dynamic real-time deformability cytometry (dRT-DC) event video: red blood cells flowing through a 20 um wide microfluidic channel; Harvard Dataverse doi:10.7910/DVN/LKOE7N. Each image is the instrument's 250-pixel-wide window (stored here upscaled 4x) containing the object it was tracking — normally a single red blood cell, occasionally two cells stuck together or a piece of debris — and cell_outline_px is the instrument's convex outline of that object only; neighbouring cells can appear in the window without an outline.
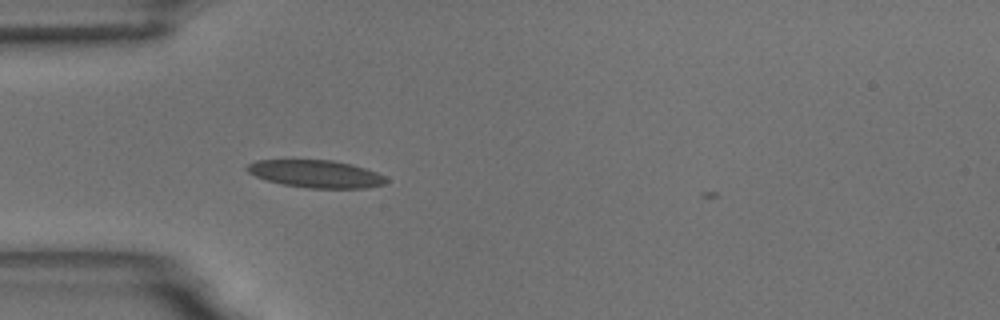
{"species": "common noctule bat (a hibernating species)", "species_latin": "Nyctalus noctula", "temperature_condition": "room temperature", "stored_images_in_passage": 3, "camera_frame_rate_fps": 3000, "um_per_image_px": 0.085, "animal": {"sex": "male", "body_mass_g": 18.8}, "frame": {"image": 1, "passage_image": 2, "time_ms": 0.333, "image_size_px": [1000, 320], "cell_outline_px": [[388, 180], [384, 184], [368, 188], [308, 188], [284, 184], [264, 180], [248, 172], [244, 168], [248, 164], [256, 160], [332, 160], [352, 164], [376, 172], [384, 176]], "centroid_in_image_um": [26.84, 14.78], "position_along_channel_um": 58.2, "area_um2": 22.31}}